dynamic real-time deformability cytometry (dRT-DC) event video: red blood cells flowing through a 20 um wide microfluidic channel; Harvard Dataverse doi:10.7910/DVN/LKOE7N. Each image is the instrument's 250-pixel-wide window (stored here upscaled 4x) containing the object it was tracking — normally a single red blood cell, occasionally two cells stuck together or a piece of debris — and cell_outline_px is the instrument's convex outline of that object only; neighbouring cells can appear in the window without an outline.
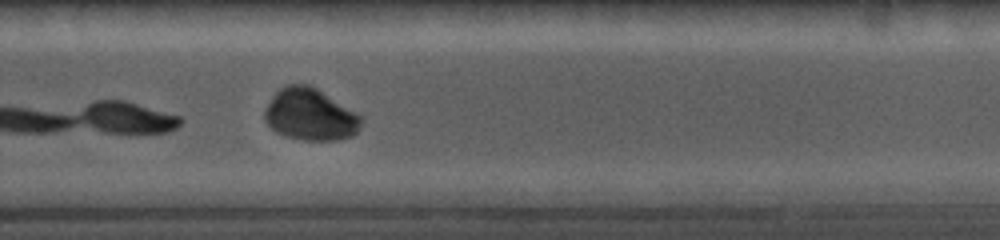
{"species": "common noctule bat (a hibernating species)", "species_latin": "Nyctalus noctula", "temperature_condition": "cold", "stored_images_in_passage": 23, "camera_frame_rate_fps": 5000, "um_per_image_px": 0.085, "animal": {"sex": "female", "body_mass_g": 19.0, "forearm_length_mm": 56.7}, "frame": {"image": 1, "passage_image": 14, "time_ms": 6.2, "image_size_px": [1000, 240], "cell_outline_px": [[364, 120], [356, 132], [352, 136], [336, 140], [304, 140], [284, 136], [276, 132], [264, 120], [264, 108], [272, 96], [280, 88], [288, 84], [308, 84], [316, 88], [360, 116]], "centroid_in_image_um": [26.32, 9.75], "position_along_channel_um": 303.5, "area_um2": 28.96}}
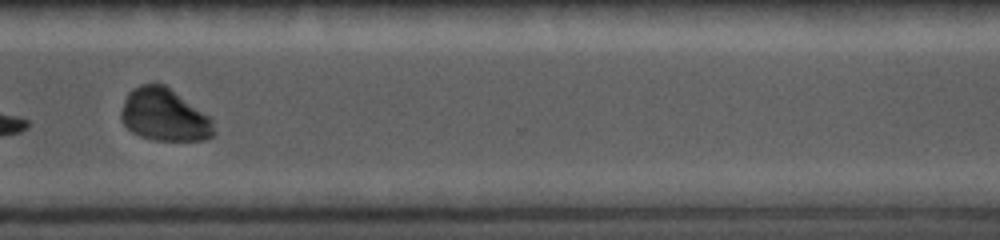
{"frame": {"image": 2, "passage_image": 17, "time_ms": 7.6, "image_size_px": [1000, 240], "cell_outline_px": [[212, 136], [204, 140], [152, 140], [140, 136], [132, 132], [120, 120], [120, 112], [124, 100], [128, 92], [132, 88], [140, 84], [164, 84], [208, 116], [212, 120]], "centroid_in_image_um": [13.89, 9.77], "position_along_channel_um": 356.7, "area_um2": 28.03}}